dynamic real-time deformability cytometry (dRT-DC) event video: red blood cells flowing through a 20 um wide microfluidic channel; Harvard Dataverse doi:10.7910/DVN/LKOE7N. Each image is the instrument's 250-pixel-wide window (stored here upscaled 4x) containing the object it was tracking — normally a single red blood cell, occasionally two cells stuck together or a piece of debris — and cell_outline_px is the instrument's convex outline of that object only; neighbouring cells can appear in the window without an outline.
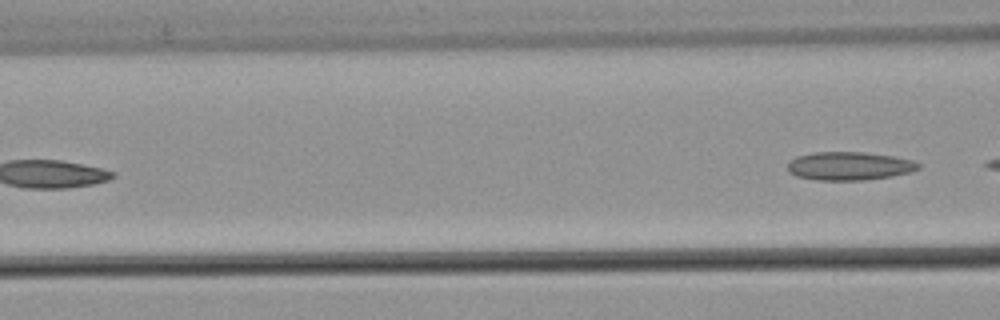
{"species": "common noctule bat (a hibernating species)", "species_latin": "Nyctalus noctula", "temperature_condition": "warm", "stored_images_in_passage": 3, "segment_of_instrument_passage": [2, 2], "camera_frame_rate_fps": 3000, "um_per_image_px": 0.085, "animal": {"sex": "male", "body_mass_g": 21.5, "forearm_length_mm": 52.0}, "frame": {"image": 1, "passage_image": 3, "time_ms": 0.667, "image_size_px": [1000, 320], "cell_outline_px": [[920, 168], [912, 172], [892, 176], [864, 180], [816, 180], [796, 176], [788, 172], [788, 164], [796, 156], [812, 152], [864, 152], [892, 156], [912, 160], [920, 164]], "centroid_in_image_um": [72.19, 14.11], "position_along_channel_um": 94.4, "area_um2": 21.68}}